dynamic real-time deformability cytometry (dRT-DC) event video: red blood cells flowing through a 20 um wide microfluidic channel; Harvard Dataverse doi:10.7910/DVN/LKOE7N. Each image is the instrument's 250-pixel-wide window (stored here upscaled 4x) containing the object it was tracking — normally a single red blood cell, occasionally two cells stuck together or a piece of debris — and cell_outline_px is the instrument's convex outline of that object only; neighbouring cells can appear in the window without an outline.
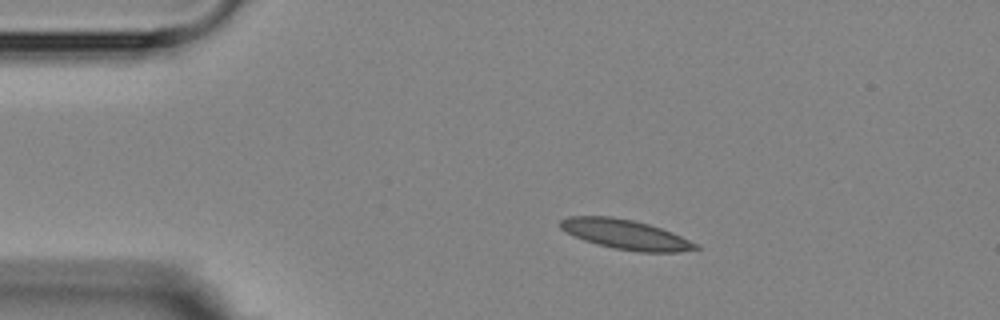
{"species": "Egyptian fruit bat (a non-hibernating species)", "species_latin": "Rousettus aegyptiacus", "temperature_condition": "room temperature", "stored_images_in_passage": 4, "camera_frame_rate_fps": 3000, "um_per_image_px": 0.085, "animal": {"sex": "female"}, "frame": {"image": 1, "passage_image": 2, "time_ms": 1.0, "image_size_px": [1000, 320], "cell_outline_px": [[700, 248], [680, 252], [640, 252], [612, 248], [596, 244], [584, 240], [560, 228], [560, 220], [568, 216], [612, 216], [632, 220], [648, 224], [672, 232], [700, 244]], "centroid_in_image_um": [53.21, 19.93], "position_along_channel_um": 31.8, "area_um2": 23.41}}
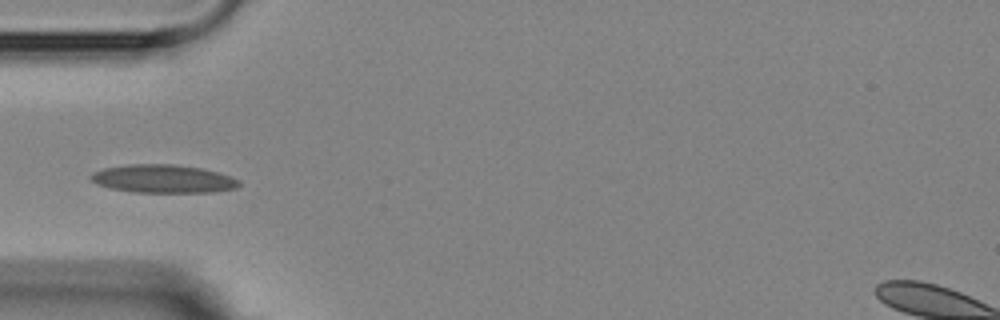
{"frame": {"image": 2, "passage_image": 4, "time_ms": 3.333, "image_size_px": [1000, 320], "cell_outline_px": [[240, 184], [236, 188], [216, 192], [132, 192], [108, 188], [96, 184], [88, 176], [92, 172], [104, 168], [128, 164], [172, 164], [200, 168], [232, 176], [240, 180]], "centroid_in_image_um": [13.84, 15.2], "position_along_channel_um": 71.2, "area_um2": 24.51}}